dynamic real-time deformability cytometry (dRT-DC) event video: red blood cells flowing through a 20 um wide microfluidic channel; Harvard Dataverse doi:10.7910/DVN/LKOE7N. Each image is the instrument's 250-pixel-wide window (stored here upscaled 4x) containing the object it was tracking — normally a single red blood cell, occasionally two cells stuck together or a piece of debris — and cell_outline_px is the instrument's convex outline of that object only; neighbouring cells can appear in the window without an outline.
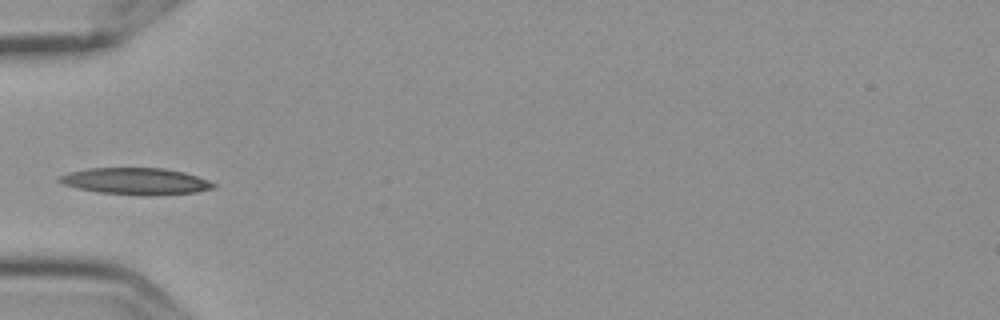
{"species": "Egyptian fruit bat (a non-hibernating species)", "species_latin": "Rousettus aegyptiacus", "temperature_condition": "cold", "stored_images_in_passage": 11, "camera_frame_rate_fps": 3000, "um_per_image_px": 0.085, "frame": {"image": 1, "passage_image": 1, "time_ms": 0.0, "image_size_px": [1000, 320], "cell_outline_px": [[216, 188], [196, 192], [148, 196], [144, 196], [100, 192], [76, 188], [64, 184], [56, 180], [60, 176], [68, 172], [88, 168], [164, 168], [184, 172], [208, 180], [216, 184]], "centroid_in_image_um": [11.55, 15.41], "position_along_channel_um": 73.4, "area_um2": 24.04}}
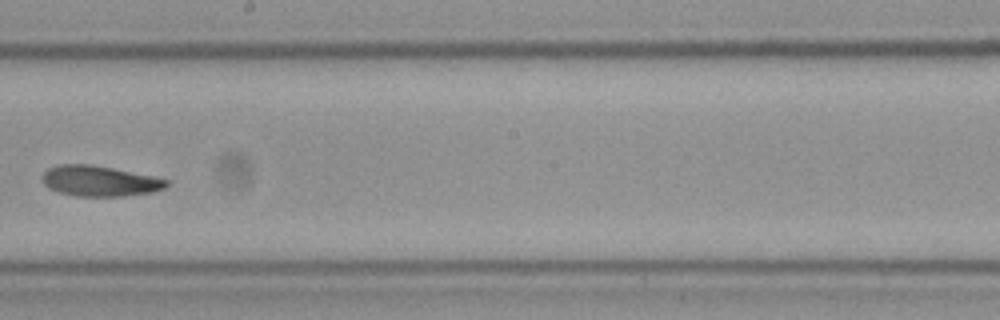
{"frame": {"image": 2, "passage_image": 5, "time_ms": 1.333, "image_size_px": [1000, 320], "cell_outline_px": [[168, 184], [164, 188], [152, 192], [124, 196], [76, 196], [60, 192], [48, 188], [44, 184], [40, 176], [48, 168], [60, 164], [88, 164], [112, 168], [152, 176], [168, 180]], "centroid_in_image_um": [8.42, 15.38], "position_along_channel_um": 239.8, "area_um2": 21.96}}
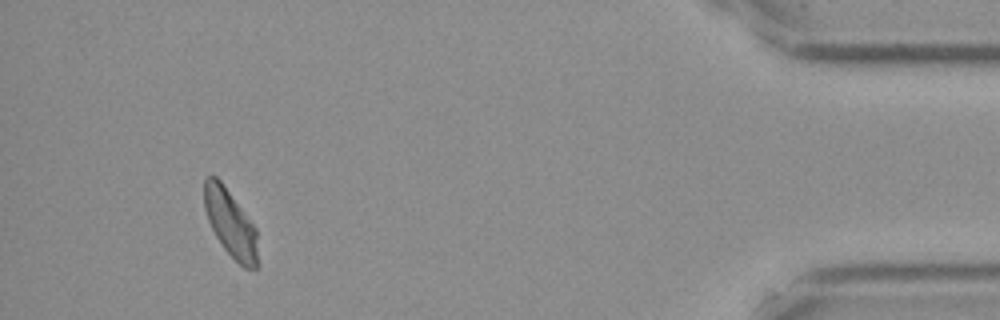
{"frame": {"image": 3, "passage_image": 10, "time_ms": 3.0, "image_size_px": [1000, 320], "cell_outline_px": [[256, 268], [244, 268], [224, 248], [216, 236], [208, 220], [204, 208], [204, 180], [208, 176], [216, 176], [220, 180], [256, 228]], "centroid_in_image_um": [19.55, 18.95], "position_along_channel_um": 415.6, "area_um2": 20.35}}